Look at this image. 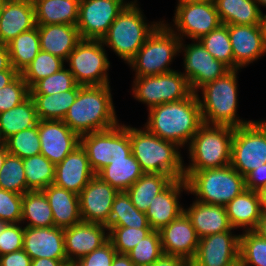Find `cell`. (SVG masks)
Segmentation results:
<instances>
[{"instance_id":"cell-1","label":"cell","mask_w":266,"mask_h":266,"mask_svg":"<svg viewBox=\"0 0 266 266\" xmlns=\"http://www.w3.org/2000/svg\"><path fill=\"white\" fill-rule=\"evenodd\" d=\"M145 128L161 139L182 148L191 142L203 124L197 93L189 97L155 106L148 111Z\"/></svg>"},{"instance_id":"cell-2","label":"cell","mask_w":266,"mask_h":266,"mask_svg":"<svg viewBox=\"0 0 266 266\" xmlns=\"http://www.w3.org/2000/svg\"><path fill=\"white\" fill-rule=\"evenodd\" d=\"M110 87L80 86L63 122L79 136L118 125Z\"/></svg>"},{"instance_id":"cell-3","label":"cell","mask_w":266,"mask_h":266,"mask_svg":"<svg viewBox=\"0 0 266 266\" xmlns=\"http://www.w3.org/2000/svg\"><path fill=\"white\" fill-rule=\"evenodd\" d=\"M132 154L144 173L167 174L174 179L184 178V161L180 146L161 139L146 128L129 125Z\"/></svg>"},{"instance_id":"cell-4","label":"cell","mask_w":266,"mask_h":266,"mask_svg":"<svg viewBox=\"0 0 266 266\" xmlns=\"http://www.w3.org/2000/svg\"><path fill=\"white\" fill-rule=\"evenodd\" d=\"M238 69H230L223 76L202 86V98L197 93L202 121L210 125H224L237 128L251 120L237 116Z\"/></svg>"},{"instance_id":"cell-5","label":"cell","mask_w":266,"mask_h":266,"mask_svg":"<svg viewBox=\"0 0 266 266\" xmlns=\"http://www.w3.org/2000/svg\"><path fill=\"white\" fill-rule=\"evenodd\" d=\"M145 21L137 0L128 1L101 40L106 47L111 48L128 64L136 56L148 36L162 22L153 21L149 24Z\"/></svg>"},{"instance_id":"cell-6","label":"cell","mask_w":266,"mask_h":266,"mask_svg":"<svg viewBox=\"0 0 266 266\" xmlns=\"http://www.w3.org/2000/svg\"><path fill=\"white\" fill-rule=\"evenodd\" d=\"M234 127L203 123L189 143V165L184 172L220 168L230 164Z\"/></svg>"},{"instance_id":"cell-7","label":"cell","mask_w":266,"mask_h":266,"mask_svg":"<svg viewBox=\"0 0 266 266\" xmlns=\"http://www.w3.org/2000/svg\"><path fill=\"white\" fill-rule=\"evenodd\" d=\"M184 179L189 193L196 200L215 205L226 206L245 187V177L238 173L230 164L220 168L204 169L196 172H184Z\"/></svg>"},{"instance_id":"cell-8","label":"cell","mask_w":266,"mask_h":266,"mask_svg":"<svg viewBox=\"0 0 266 266\" xmlns=\"http://www.w3.org/2000/svg\"><path fill=\"white\" fill-rule=\"evenodd\" d=\"M163 20L148 36L136 56L128 63L135 77L153 76L174 71L169 67L180 53L181 39Z\"/></svg>"},{"instance_id":"cell-9","label":"cell","mask_w":266,"mask_h":266,"mask_svg":"<svg viewBox=\"0 0 266 266\" xmlns=\"http://www.w3.org/2000/svg\"><path fill=\"white\" fill-rule=\"evenodd\" d=\"M80 144L87 153L89 165L95 175L111 161L125 159L132 154L129 125L122 123L107 130L82 135Z\"/></svg>"},{"instance_id":"cell-10","label":"cell","mask_w":266,"mask_h":266,"mask_svg":"<svg viewBox=\"0 0 266 266\" xmlns=\"http://www.w3.org/2000/svg\"><path fill=\"white\" fill-rule=\"evenodd\" d=\"M102 40L82 39L66 60L69 71L80 86H100L110 83V61Z\"/></svg>"},{"instance_id":"cell-11","label":"cell","mask_w":266,"mask_h":266,"mask_svg":"<svg viewBox=\"0 0 266 266\" xmlns=\"http://www.w3.org/2000/svg\"><path fill=\"white\" fill-rule=\"evenodd\" d=\"M132 86L134 99L146 104L148 110L163 103L185 99L193 93L187 78L176 70L135 77Z\"/></svg>"},{"instance_id":"cell-12","label":"cell","mask_w":266,"mask_h":266,"mask_svg":"<svg viewBox=\"0 0 266 266\" xmlns=\"http://www.w3.org/2000/svg\"><path fill=\"white\" fill-rule=\"evenodd\" d=\"M266 163V129L259 121L234 128L230 165L242 176Z\"/></svg>"},{"instance_id":"cell-13","label":"cell","mask_w":266,"mask_h":266,"mask_svg":"<svg viewBox=\"0 0 266 266\" xmlns=\"http://www.w3.org/2000/svg\"><path fill=\"white\" fill-rule=\"evenodd\" d=\"M174 14L175 30L170 24H165L181 41L186 36L192 41L199 40L222 24L213 0L176 6Z\"/></svg>"},{"instance_id":"cell-14","label":"cell","mask_w":266,"mask_h":266,"mask_svg":"<svg viewBox=\"0 0 266 266\" xmlns=\"http://www.w3.org/2000/svg\"><path fill=\"white\" fill-rule=\"evenodd\" d=\"M127 4L126 0H80L76 27L81 38L101 40Z\"/></svg>"},{"instance_id":"cell-15","label":"cell","mask_w":266,"mask_h":266,"mask_svg":"<svg viewBox=\"0 0 266 266\" xmlns=\"http://www.w3.org/2000/svg\"><path fill=\"white\" fill-rule=\"evenodd\" d=\"M194 42V43H193ZM191 44L181 41L180 53L183 51L184 73L193 93H198L205 84L218 79L230 69L221 61L215 59L200 43L193 40Z\"/></svg>"},{"instance_id":"cell-16","label":"cell","mask_w":266,"mask_h":266,"mask_svg":"<svg viewBox=\"0 0 266 266\" xmlns=\"http://www.w3.org/2000/svg\"><path fill=\"white\" fill-rule=\"evenodd\" d=\"M118 193L116 188L94 175L78 194L82 221L107 226L110 220L111 207Z\"/></svg>"},{"instance_id":"cell-17","label":"cell","mask_w":266,"mask_h":266,"mask_svg":"<svg viewBox=\"0 0 266 266\" xmlns=\"http://www.w3.org/2000/svg\"><path fill=\"white\" fill-rule=\"evenodd\" d=\"M226 231L199 239L190 266H230L239 260L240 235Z\"/></svg>"},{"instance_id":"cell-18","label":"cell","mask_w":266,"mask_h":266,"mask_svg":"<svg viewBox=\"0 0 266 266\" xmlns=\"http://www.w3.org/2000/svg\"><path fill=\"white\" fill-rule=\"evenodd\" d=\"M38 132L41 154L55 165L80 145V136L63 120H38Z\"/></svg>"},{"instance_id":"cell-19","label":"cell","mask_w":266,"mask_h":266,"mask_svg":"<svg viewBox=\"0 0 266 266\" xmlns=\"http://www.w3.org/2000/svg\"><path fill=\"white\" fill-rule=\"evenodd\" d=\"M108 240V227L103 224L82 221L64 229L65 254L68 263L72 266Z\"/></svg>"},{"instance_id":"cell-20","label":"cell","mask_w":266,"mask_h":266,"mask_svg":"<svg viewBox=\"0 0 266 266\" xmlns=\"http://www.w3.org/2000/svg\"><path fill=\"white\" fill-rule=\"evenodd\" d=\"M162 252L191 262L197 252L199 238L190 219L183 212L160 231Z\"/></svg>"},{"instance_id":"cell-21","label":"cell","mask_w":266,"mask_h":266,"mask_svg":"<svg viewBox=\"0 0 266 266\" xmlns=\"http://www.w3.org/2000/svg\"><path fill=\"white\" fill-rule=\"evenodd\" d=\"M234 57V69L240 70L265 55L261 25H228ZM260 57V58H259Z\"/></svg>"},{"instance_id":"cell-22","label":"cell","mask_w":266,"mask_h":266,"mask_svg":"<svg viewBox=\"0 0 266 266\" xmlns=\"http://www.w3.org/2000/svg\"><path fill=\"white\" fill-rule=\"evenodd\" d=\"M23 250L30 258L67 260L64 229L59 227H24Z\"/></svg>"},{"instance_id":"cell-23","label":"cell","mask_w":266,"mask_h":266,"mask_svg":"<svg viewBox=\"0 0 266 266\" xmlns=\"http://www.w3.org/2000/svg\"><path fill=\"white\" fill-rule=\"evenodd\" d=\"M183 191L188 193L186 180L175 179L164 191L153 198L145 212L152 230L160 231L184 212V207L179 202Z\"/></svg>"},{"instance_id":"cell-24","label":"cell","mask_w":266,"mask_h":266,"mask_svg":"<svg viewBox=\"0 0 266 266\" xmlns=\"http://www.w3.org/2000/svg\"><path fill=\"white\" fill-rule=\"evenodd\" d=\"M94 175L87 153L80 144L56 164L54 184L79 194Z\"/></svg>"},{"instance_id":"cell-25","label":"cell","mask_w":266,"mask_h":266,"mask_svg":"<svg viewBox=\"0 0 266 266\" xmlns=\"http://www.w3.org/2000/svg\"><path fill=\"white\" fill-rule=\"evenodd\" d=\"M36 27L31 1L4 0L0 9V43L7 45L19 34Z\"/></svg>"},{"instance_id":"cell-26","label":"cell","mask_w":266,"mask_h":266,"mask_svg":"<svg viewBox=\"0 0 266 266\" xmlns=\"http://www.w3.org/2000/svg\"><path fill=\"white\" fill-rule=\"evenodd\" d=\"M184 213L190 219L199 239L230 230L226 208L223 205L207 204L194 200Z\"/></svg>"},{"instance_id":"cell-27","label":"cell","mask_w":266,"mask_h":266,"mask_svg":"<svg viewBox=\"0 0 266 266\" xmlns=\"http://www.w3.org/2000/svg\"><path fill=\"white\" fill-rule=\"evenodd\" d=\"M36 26L38 27L41 50L59 57L65 62L69 54L82 40L76 25L53 24Z\"/></svg>"},{"instance_id":"cell-28","label":"cell","mask_w":266,"mask_h":266,"mask_svg":"<svg viewBox=\"0 0 266 266\" xmlns=\"http://www.w3.org/2000/svg\"><path fill=\"white\" fill-rule=\"evenodd\" d=\"M225 208L231 227H241L243 231L255 230L263 211L259 192L248 189L237 195Z\"/></svg>"},{"instance_id":"cell-29","label":"cell","mask_w":266,"mask_h":266,"mask_svg":"<svg viewBox=\"0 0 266 266\" xmlns=\"http://www.w3.org/2000/svg\"><path fill=\"white\" fill-rule=\"evenodd\" d=\"M42 191L52 209L55 227L66 229L82 222L78 194L55 184L49 185Z\"/></svg>"},{"instance_id":"cell-30","label":"cell","mask_w":266,"mask_h":266,"mask_svg":"<svg viewBox=\"0 0 266 266\" xmlns=\"http://www.w3.org/2000/svg\"><path fill=\"white\" fill-rule=\"evenodd\" d=\"M36 25H77L80 0H35Z\"/></svg>"},{"instance_id":"cell-31","label":"cell","mask_w":266,"mask_h":266,"mask_svg":"<svg viewBox=\"0 0 266 266\" xmlns=\"http://www.w3.org/2000/svg\"><path fill=\"white\" fill-rule=\"evenodd\" d=\"M222 24L261 25L263 12L255 0H213Z\"/></svg>"},{"instance_id":"cell-32","label":"cell","mask_w":266,"mask_h":266,"mask_svg":"<svg viewBox=\"0 0 266 266\" xmlns=\"http://www.w3.org/2000/svg\"><path fill=\"white\" fill-rule=\"evenodd\" d=\"M175 179L167 174L144 173L126 190L133 205L146 212L153 198L164 191Z\"/></svg>"},{"instance_id":"cell-33","label":"cell","mask_w":266,"mask_h":266,"mask_svg":"<svg viewBox=\"0 0 266 266\" xmlns=\"http://www.w3.org/2000/svg\"><path fill=\"white\" fill-rule=\"evenodd\" d=\"M38 117L33 99L29 95L23 102L0 113V138L4 142L24 129L34 127Z\"/></svg>"},{"instance_id":"cell-34","label":"cell","mask_w":266,"mask_h":266,"mask_svg":"<svg viewBox=\"0 0 266 266\" xmlns=\"http://www.w3.org/2000/svg\"><path fill=\"white\" fill-rule=\"evenodd\" d=\"M143 174L140 164L131 154L125 159L111 161L97 176L121 192L130 188Z\"/></svg>"},{"instance_id":"cell-35","label":"cell","mask_w":266,"mask_h":266,"mask_svg":"<svg viewBox=\"0 0 266 266\" xmlns=\"http://www.w3.org/2000/svg\"><path fill=\"white\" fill-rule=\"evenodd\" d=\"M24 221L28 223L25 227L54 226L52 209L42 190L28 191L23 194L21 222L25 223Z\"/></svg>"},{"instance_id":"cell-36","label":"cell","mask_w":266,"mask_h":266,"mask_svg":"<svg viewBox=\"0 0 266 266\" xmlns=\"http://www.w3.org/2000/svg\"><path fill=\"white\" fill-rule=\"evenodd\" d=\"M79 89L56 94H30L39 120H63Z\"/></svg>"},{"instance_id":"cell-37","label":"cell","mask_w":266,"mask_h":266,"mask_svg":"<svg viewBox=\"0 0 266 266\" xmlns=\"http://www.w3.org/2000/svg\"><path fill=\"white\" fill-rule=\"evenodd\" d=\"M7 47L12 67L21 73L41 50L38 27L19 34Z\"/></svg>"},{"instance_id":"cell-38","label":"cell","mask_w":266,"mask_h":266,"mask_svg":"<svg viewBox=\"0 0 266 266\" xmlns=\"http://www.w3.org/2000/svg\"><path fill=\"white\" fill-rule=\"evenodd\" d=\"M108 230L111 227L151 228L147 216L132 203L126 191L119 192L112 204Z\"/></svg>"},{"instance_id":"cell-39","label":"cell","mask_w":266,"mask_h":266,"mask_svg":"<svg viewBox=\"0 0 266 266\" xmlns=\"http://www.w3.org/2000/svg\"><path fill=\"white\" fill-rule=\"evenodd\" d=\"M27 188L30 191L43 190L54 184L56 165L44 155L38 154L23 159Z\"/></svg>"},{"instance_id":"cell-40","label":"cell","mask_w":266,"mask_h":266,"mask_svg":"<svg viewBox=\"0 0 266 266\" xmlns=\"http://www.w3.org/2000/svg\"><path fill=\"white\" fill-rule=\"evenodd\" d=\"M199 41L215 59L221 61L229 69H234L228 25L221 24L218 28L202 36Z\"/></svg>"},{"instance_id":"cell-41","label":"cell","mask_w":266,"mask_h":266,"mask_svg":"<svg viewBox=\"0 0 266 266\" xmlns=\"http://www.w3.org/2000/svg\"><path fill=\"white\" fill-rule=\"evenodd\" d=\"M64 60L40 50L34 60L21 72L24 81L31 89L39 80L64 68Z\"/></svg>"},{"instance_id":"cell-42","label":"cell","mask_w":266,"mask_h":266,"mask_svg":"<svg viewBox=\"0 0 266 266\" xmlns=\"http://www.w3.org/2000/svg\"><path fill=\"white\" fill-rule=\"evenodd\" d=\"M0 189L23 195L27 188L23 159L8 154L0 170Z\"/></svg>"},{"instance_id":"cell-43","label":"cell","mask_w":266,"mask_h":266,"mask_svg":"<svg viewBox=\"0 0 266 266\" xmlns=\"http://www.w3.org/2000/svg\"><path fill=\"white\" fill-rule=\"evenodd\" d=\"M3 144L9 154L21 159L41 154L38 123L7 138Z\"/></svg>"},{"instance_id":"cell-44","label":"cell","mask_w":266,"mask_h":266,"mask_svg":"<svg viewBox=\"0 0 266 266\" xmlns=\"http://www.w3.org/2000/svg\"><path fill=\"white\" fill-rule=\"evenodd\" d=\"M239 235V259L243 266H266V239L254 230Z\"/></svg>"},{"instance_id":"cell-45","label":"cell","mask_w":266,"mask_h":266,"mask_svg":"<svg viewBox=\"0 0 266 266\" xmlns=\"http://www.w3.org/2000/svg\"><path fill=\"white\" fill-rule=\"evenodd\" d=\"M162 254L160 233L153 230L127 255L135 266H151Z\"/></svg>"},{"instance_id":"cell-46","label":"cell","mask_w":266,"mask_h":266,"mask_svg":"<svg viewBox=\"0 0 266 266\" xmlns=\"http://www.w3.org/2000/svg\"><path fill=\"white\" fill-rule=\"evenodd\" d=\"M75 78L68 68H62L60 71L39 80L31 89L30 94H49L63 93L71 89H79Z\"/></svg>"},{"instance_id":"cell-47","label":"cell","mask_w":266,"mask_h":266,"mask_svg":"<svg viewBox=\"0 0 266 266\" xmlns=\"http://www.w3.org/2000/svg\"><path fill=\"white\" fill-rule=\"evenodd\" d=\"M152 228L111 227L109 240L118 254H128L142 239L152 232Z\"/></svg>"},{"instance_id":"cell-48","label":"cell","mask_w":266,"mask_h":266,"mask_svg":"<svg viewBox=\"0 0 266 266\" xmlns=\"http://www.w3.org/2000/svg\"><path fill=\"white\" fill-rule=\"evenodd\" d=\"M30 95V89L20 73L11 83L0 89V113L14 108Z\"/></svg>"},{"instance_id":"cell-49","label":"cell","mask_w":266,"mask_h":266,"mask_svg":"<svg viewBox=\"0 0 266 266\" xmlns=\"http://www.w3.org/2000/svg\"><path fill=\"white\" fill-rule=\"evenodd\" d=\"M23 195L0 189V220L21 223Z\"/></svg>"},{"instance_id":"cell-50","label":"cell","mask_w":266,"mask_h":266,"mask_svg":"<svg viewBox=\"0 0 266 266\" xmlns=\"http://www.w3.org/2000/svg\"><path fill=\"white\" fill-rule=\"evenodd\" d=\"M9 223L0 233V256L23 249L24 227Z\"/></svg>"},{"instance_id":"cell-51","label":"cell","mask_w":266,"mask_h":266,"mask_svg":"<svg viewBox=\"0 0 266 266\" xmlns=\"http://www.w3.org/2000/svg\"><path fill=\"white\" fill-rule=\"evenodd\" d=\"M117 251L112 242L108 240L101 247L82 257L72 266H111Z\"/></svg>"},{"instance_id":"cell-52","label":"cell","mask_w":266,"mask_h":266,"mask_svg":"<svg viewBox=\"0 0 266 266\" xmlns=\"http://www.w3.org/2000/svg\"><path fill=\"white\" fill-rule=\"evenodd\" d=\"M266 185V163L255 168L245 176V187L259 192Z\"/></svg>"},{"instance_id":"cell-53","label":"cell","mask_w":266,"mask_h":266,"mask_svg":"<svg viewBox=\"0 0 266 266\" xmlns=\"http://www.w3.org/2000/svg\"><path fill=\"white\" fill-rule=\"evenodd\" d=\"M32 259L23 250H17L0 256V266H31Z\"/></svg>"},{"instance_id":"cell-54","label":"cell","mask_w":266,"mask_h":266,"mask_svg":"<svg viewBox=\"0 0 266 266\" xmlns=\"http://www.w3.org/2000/svg\"><path fill=\"white\" fill-rule=\"evenodd\" d=\"M151 266H190V262L178 256L162 254Z\"/></svg>"},{"instance_id":"cell-55","label":"cell","mask_w":266,"mask_h":266,"mask_svg":"<svg viewBox=\"0 0 266 266\" xmlns=\"http://www.w3.org/2000/svg\"><path fill=\"white\" fill-rule=\"evenodd\" d=\"M15 70L10 61V55L7 45L0 43V71Z\"/></svg>"},{"instance_id":"cell-56","label":"cell","mask_w":266,"mask_h":266,"mask_svg":"<svg viewBox=\"0 0 266 266\" xmlns=\"http://www.w3.org/2000/svg\"><path fill=\"white\" fill-rule=\"evenodd\" d=\"M31 266H71L67 260H56L49 258L33 259Z\"/></svg>"},{"instance_id":"cell-57","label":"cell","mask_w":266,"mask_h":266,"mask_svg":"<svg viewBox=\"0 0 266 266\" xmlns=\"http://www.w3.org/2000/svg\"><path fill=\"white\" fill-rule=\"evenodd\" d=\"M19 74L17 70L0 71V89L11 83Z\"/></svg>"},{"instance_id":"cell-58","label":"cell","mask_w":266,"mask_h":266,"mask_svg":"<svg viewBox=\"0 0 266 266\" xmlns=\"http://www.w3.org/2000/svg\"><path fill=\"white\" fill-rule=\"evenodd\" d=\"M111 266H135L126 254H116Z\"/></svg>"},{"instance_id":"cell-59","label":"cell","mask_w":266,"mask_h":266,"mask_svg":"<svg viewBox=\"0 0 266 266\" xmlns=\"http://www.w3.org/2000/svg\"><path fill=\"white\" fill-rule=\"evenodd\" d=\"M254 231L266 239V211H262L259 223Z\"/></svg>"},{"instance_id":"cell-60","label":"cell","mask_w":266,"mask_h":266,"mask_svg":"<svg viewBox=\"0 0 266 266\" xmlns=\"http://www.w3.org/2000/svg\"><path fill=\"white\" fill-rule=\"evenodd\" d=\"M8 154L9 153L6 149V146L4 144L2 146H0V170H1L3 163L5 161V158Z\"/></svg>"},{"instance_id":"cell-61","label":"cell","mask_w":266,"mask_h":266,"mask_svg":"<svg viewBox=\"0 0 266 266\" xmlns=\"http://www.w3.org/2000/svg\"><path fill=\"white\" fill-rule=\"evenodd\" d=\"M262 210L266 211V185L259 191Z\"/></svg>"},{"instance_id":"cell-62","label":"cell","mask_w":266,"mask_h":266,"mask_svg":"<svg viewBox=\"0 0 266 266\" xmlns=\"http://www.w3.org/2000/svg\"><path fill=\"white\" fill-rule=\"evenodd\" d=\"M261 26L263 30L264 44L266 48V15L265 14L262 15Z\"/></svg>"},{"instance_id":"cell-63","label":"cell","mask_w":266,"mask_h":266,"mask_svg":"<svg viewBox=\"0 0 266 266\" xmlns=\"http://www.w3.org/2000/svg\"><path fill=\"white\" fill-rule=\"evenodd\" d=\"M205 1H208V0H178L177 6H180V5H183V4L205 2Z\"/></svg>"},{"instance_id":"cell-64","label":"cell","mask_w":266,"mask_h":266,"mask_svg":"<svg viewBox=\"0 0 266 266\" xmlns=\"http://www.w3.org/2000/svg\"><path fill=\"white\" fill-rule=\"evenodd\" d=\"M8 224H9V223L0 220V233L4 231V228H5Z\"/></svg>"},{"instance_id":"cell-65","label":"cell","mask_w":266,"mask_h":266,"mask_svg":"<svg viewBox=\"0 0 266 266\" xmlns=\"http://www.w3.org/2000/svg\"><path fill=\"white\" fill-rule=\"evenodd\" d=\"M257 2V5H262L266 7V0H255Z\"/></svg>"},{"instance_id":"cell-66","label":"cell","mask_w":266,"mask_h":266,"mask_svg":"<svg viewBox=\"0 0 266 266\" xmlns=\"http://www.w3.org/2000/svg\"><path fill=\"white\" fill-rule=\"evenodd\" d=\"M230 266H242V261L239 259L236 262H234L233 264H231Z\"/></svg>"},{"instance_id":"cell-67","label":"cell","mask_w":266,"mask_h":266,"mask_svg":"<svg viewBox=\"0 0 266 266\" xmlns=\"http://www.w3.org/2000/svg\"><path fill=\"white\" fill-rule=\"evenodd\" d=\"M266 129V120H263V121H259Z\"/></svg>"},{"instance_id":"cell-68","label":"cell","mask_w":266,"mask_h":266,"mask_svg":"<svg viewBox=\"0 0 266 266\" xmlns=\"http://www.w3.org/2000/svg\"><path fill=\"white\" fill-rule=\"evenodd\" d=\"M3 1H4V0H0V9H1V6H2V4H3Z\"/></svg>"},{"instance_id":"cell-69","label":"cell","mask_w":266,"mask_h":266,"mask_svg":"<svg viewBox=\"0 0 266 266\" xmlns=\"http://www.w3.org/2000/svg\"><path fill=\"white\" fill-rule=\"evenodd\" d=\"M3 145V141L1 140V138H0V146H2Z\"/></svg>"}]
</instances>
